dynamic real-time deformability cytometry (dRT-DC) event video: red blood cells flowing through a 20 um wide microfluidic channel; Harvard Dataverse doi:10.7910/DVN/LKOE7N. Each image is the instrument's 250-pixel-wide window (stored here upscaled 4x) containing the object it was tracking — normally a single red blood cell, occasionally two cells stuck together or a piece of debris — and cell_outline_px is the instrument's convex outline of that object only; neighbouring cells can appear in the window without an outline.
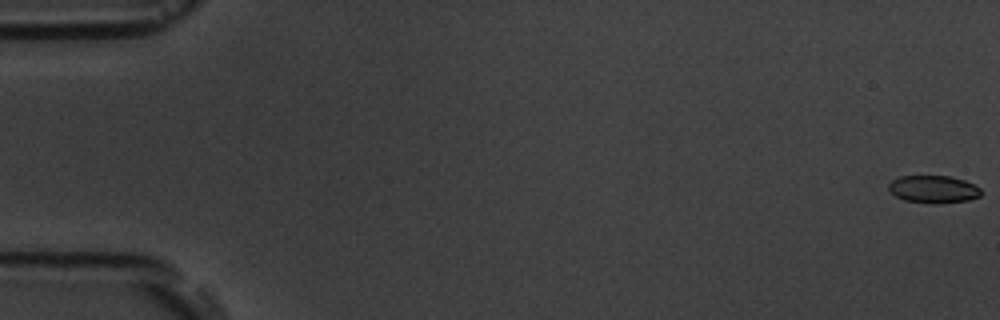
{"species": "common noctule bat (a hibernating species)", "species_latin": "Nyctalus noctula", "temperature_condition": "room temperature", "stored_images_in_passage": 6, "segment_of_instrument_passage": [2, 2], "camera_frame_rate_fps": 3000, "um_per_image_px": 0.085, "animal": {"sex": "male", "body_mass_g": 19.5, "forearm_length_mm": 54.6}, "frame": {"image": 1, "passage_image": 6, "time_ms": 6.0, "image_size_px": [1000, 320], "cell_outline_px": [[980, 196], [968, 200], [932, 204], [904, 200], [896, 196], [888, 188], [888, 184], [892, 180], [900, 176], [948, 176], [964, 180], [980, 188]], "centroid_in_image_um": [79.32, 16.08], "position_along_channel_um": 5.7, "area_um2": 14.68}}